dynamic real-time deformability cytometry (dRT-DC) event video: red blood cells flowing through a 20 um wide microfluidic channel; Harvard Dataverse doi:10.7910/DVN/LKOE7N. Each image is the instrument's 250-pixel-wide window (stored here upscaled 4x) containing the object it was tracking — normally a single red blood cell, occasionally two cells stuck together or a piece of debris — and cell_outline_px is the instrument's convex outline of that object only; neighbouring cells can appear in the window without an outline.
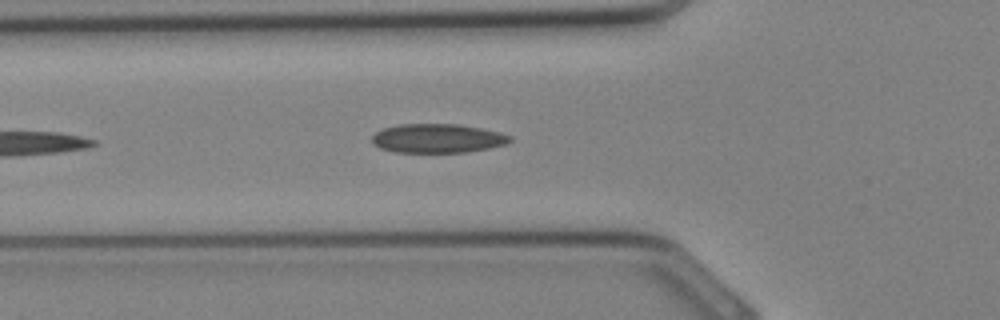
{"species": "Egyptian fruit bat (a non-hibernating species)", "species_latin": "Rousettus aegyptiacus", "temperature_condition": "cold", "stored_images_in_passage": 31, "camera_frame_rate_fps": 3000, "um_per_image_px": 0.085, "animal": {"sex": "female"}, "frame": {"image": 1, "passage_image": 10, "time_ms": 3.0, "image_size_px": [1000, 320], "cell_outline_px": [[512, 140], [504, 144], [488, 148], [464, 152], [396, 152], [380, 148], [372, 144], [372, 136], [376, 132], [384, 128], [400, 124], [456, 124], [480, 128], [500, 132], [512, 136]], "centroid_in_image_um": [37.17, 11.76], "position_along_channel_um": 88.6, "area_um2": 23.18}}
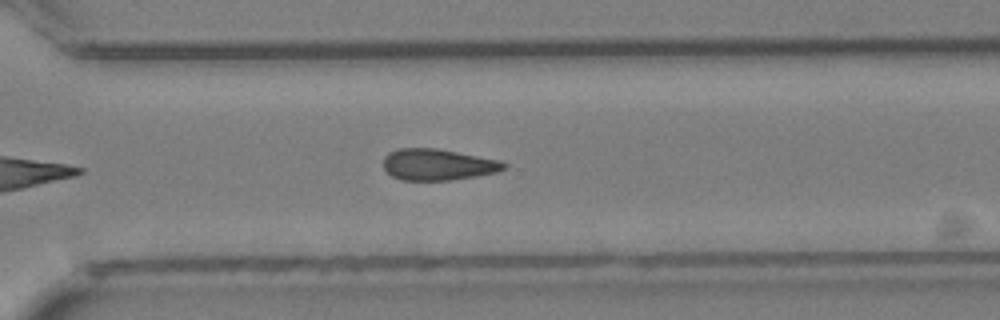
{"frame": {"image": 2, "passage_image": 22, "time_ms": 7.0, "image_size_px": [1000, 320], "cell_outline_px": [[508, 168], [496, 172], [476, 176], [452, 180], [404, 180], [392, 176], [384, 168], [384, 156], [388, 152], [400, 148], [436, 148], [500, 160], [508, 164]], "centroid_in_image_um": [37.24, 13.98], "position_along_channel_um": 333.4, "area_um2": 22.02}}
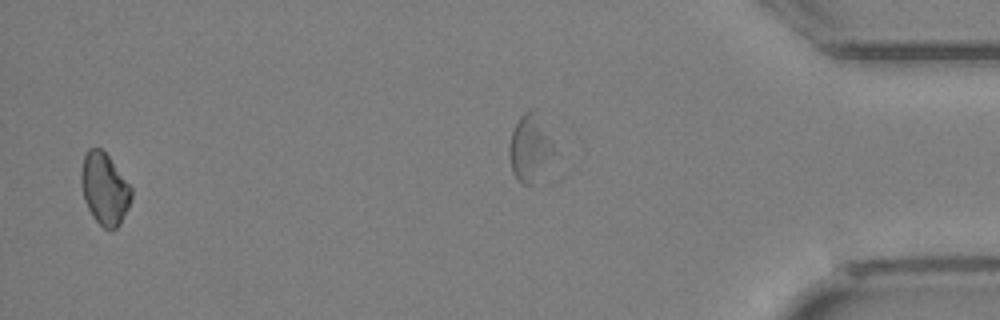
{"frame": {"image": 3, "passage_image": 31, "time_ms": 10.0, "image_size_px": [1000, 320], "cell_outline_px": [[132, 196], [128, 208], [120, 224], [112, 232], [104, 228], [92, 216], [84, 200], [80, 184], [80, 172], [84, 156], [88, 148], [100, 148], [108, 156], [132, 188]], "centroid_in_image_um": [8.87, 16.07], "position_along_channel_um": 426.3, "area_um2": 21.04}}